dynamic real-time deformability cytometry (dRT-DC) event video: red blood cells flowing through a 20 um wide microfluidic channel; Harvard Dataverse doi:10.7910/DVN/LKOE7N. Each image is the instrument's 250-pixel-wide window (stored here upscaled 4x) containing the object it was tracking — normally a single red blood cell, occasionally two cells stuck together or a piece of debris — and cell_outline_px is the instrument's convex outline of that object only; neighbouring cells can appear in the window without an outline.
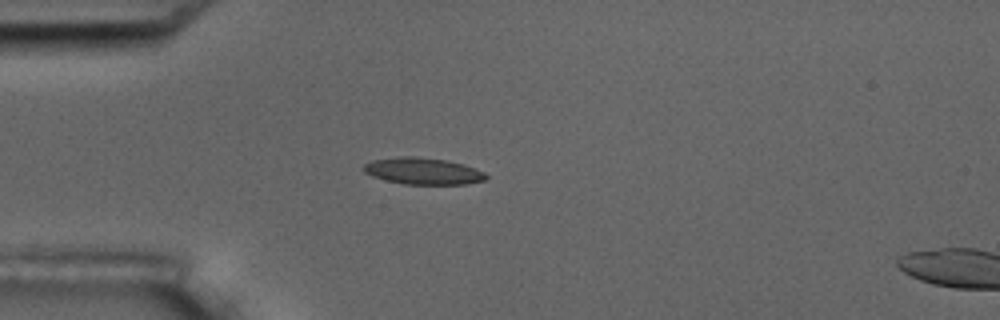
{"species": "common noctule bat (a hibernating species)", "species_latin": "Nyctalus noctula", "temperature_condition": "room temperature", "stored_images_in_passage": 3, "camera_frame_rate_fps": 3000, "um_per_image_px": 0.085, "animal": {"sex": "male", "body_mass_g": 17.5, "forearm_length_mm": 52.3}, "frame": {"image": 1, "passage_image": 3, "time_ms": 2.333, "image_size_px": [1000, 320], "cell_outline_px": [[488, 176], [484, 180], [468, 184], [404, 184], [384, 180], [372, 176], [364, 172], [360, 168], [364, 164], [372, 160], [400, 156], [412, 156], [444, 160], [464, 164], [484, 172]], "centroid_in_image_um": [35.91, 14.54], "position_along_channel_um": 49.1, "area_um2": 19.07}}